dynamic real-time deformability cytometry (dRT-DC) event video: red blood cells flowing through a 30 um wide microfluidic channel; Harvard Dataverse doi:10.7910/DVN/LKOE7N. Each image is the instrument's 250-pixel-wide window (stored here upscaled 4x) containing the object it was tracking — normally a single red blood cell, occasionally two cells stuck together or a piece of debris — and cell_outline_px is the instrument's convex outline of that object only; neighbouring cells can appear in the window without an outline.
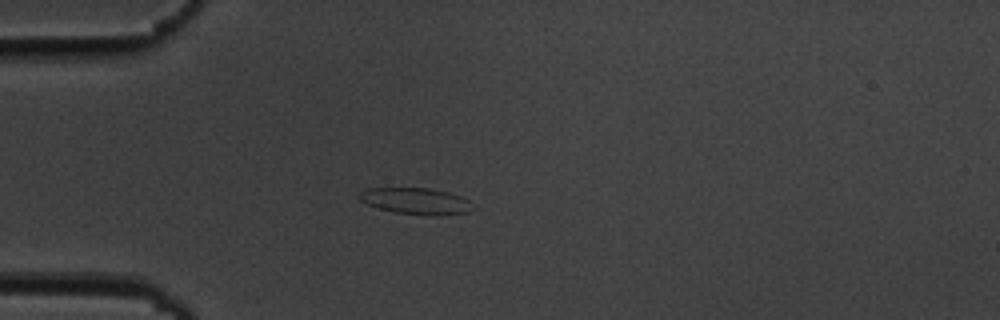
{"species": "common noctule bat (a hibernating species)", "species_latin": "Nyctalus noctula", "temperature_condition": "cold", "stored_images_in_passage": 41, "camera_frame_rate_fps": 3000, "um_per_image_px": 0.085, "animal": {"sex": "male", "body_mass_g": 19.5, "forearm_length_mm": 54.6}, "frame": {"image": 1, "passage_image": 1, "time_ms": 0.0, "image_size_px": [1000, 320], "cell_outline_px": [[468, 212], [436, 216], [432, 216], [392, 212], [368, 204], [360, 200], [356, 196], [360, 192], [368, 188], [432, 188], [448, 192], [460, 196], [468, 200]], "centroid_in_image_um": [35.28, 17.08], "position_along_channel_um": 49.7, "area_um2": 17.28}}
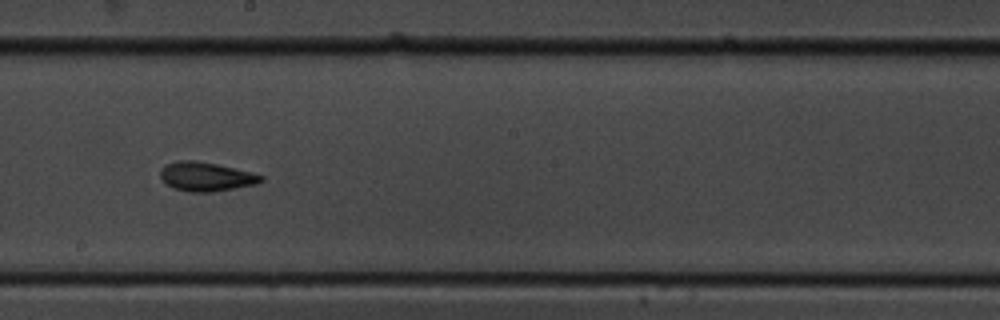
{"frame": {"image": 2, "passage_image": 17, "time_ms": 5.333, "image_size_px": [1000, 320], "cell_outline_px": [[264, 180], [256, 184], [212, 192], [188, 192], [176, 188], [168, 184], [160, 176], [160, 172], [168, 164], [180, 160], [196, 160], [216, 164], [252, 172], [264, 176]], "centroid_in_image_um": [17.56, 15.01], "position_along_channel_um": 230.6, "area_um2": 16.76}}
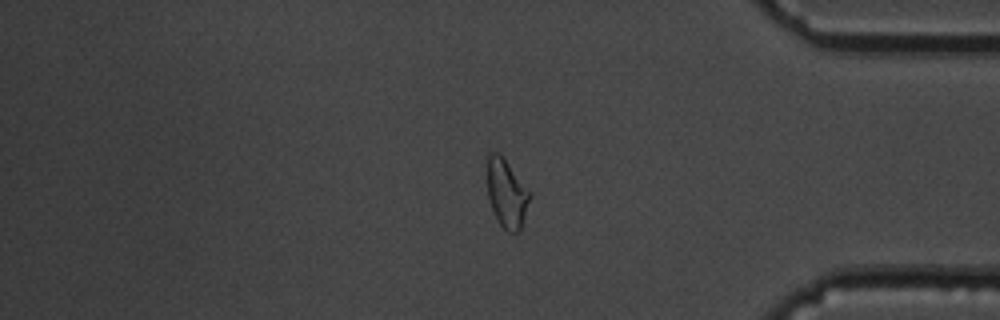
{"frame": {"image": 3, "passage_image": 32, "time_ms": 10.333, "image_size_px": [1000, 320], "cell_outline_px": [[532, 196], [520, 228], [516, 232], [508, 232], [496, 220], [488, 196], [488, 156], [492, 152], [496, 152], [508, 164]], "centroid_in_image_um": [43.06, 16.49], "position_along_channel_um": 392.1, "area_um2": 16.3}, "authors_computed_cell_mechanics": {"area_um2": 16.762, "velocity_mm_per_s": 3.6582, "shape_relaxation_time_tau1_ms": null, "shape_relaxation_time_tau2_ms": 2.6877, "deformation_change_tau1": null, "deformation_change_tau2": 0.0861}}